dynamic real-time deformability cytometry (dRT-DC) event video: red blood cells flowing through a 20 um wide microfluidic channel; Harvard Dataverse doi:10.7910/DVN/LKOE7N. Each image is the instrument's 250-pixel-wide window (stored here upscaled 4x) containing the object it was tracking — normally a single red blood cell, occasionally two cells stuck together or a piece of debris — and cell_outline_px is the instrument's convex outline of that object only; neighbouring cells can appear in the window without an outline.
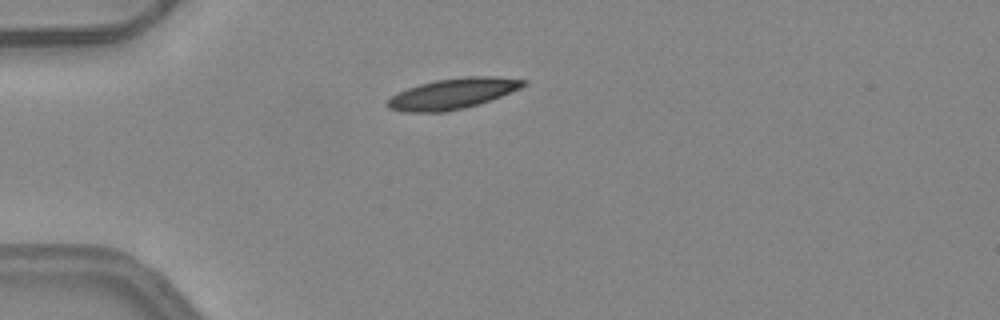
{"species": "common noctule bat (a hibernating species)", "species_latin": "Nyctalus noctula", "temperature_condition": "warm", "stored_images_in_passage": 1, "camera_frame_rate_fps": 3000, "um_per_image_px": 0.085, "animal": {"sex": "female", "body_mass_g": 24.6, "forearm_length_mm": 56.2}, "frame": {"image": 1, "passage_image": 1, "time_ms": 0.0, "image_size_px": [1000, 320], "cell_outline_px": [[528, 84], [520, 88], [480, 104], [464, 108], [444, 112], [404, 112], [388, 108], [384, 104], [392, 96], [408, 88], [420, 84], [436, 80], [464, 76], [496, 76], [528, 80]], "centroid_in_image_um": [38.5, 7.96], "position_along_channel_um": 46.5, "area_um2": 24.28}}